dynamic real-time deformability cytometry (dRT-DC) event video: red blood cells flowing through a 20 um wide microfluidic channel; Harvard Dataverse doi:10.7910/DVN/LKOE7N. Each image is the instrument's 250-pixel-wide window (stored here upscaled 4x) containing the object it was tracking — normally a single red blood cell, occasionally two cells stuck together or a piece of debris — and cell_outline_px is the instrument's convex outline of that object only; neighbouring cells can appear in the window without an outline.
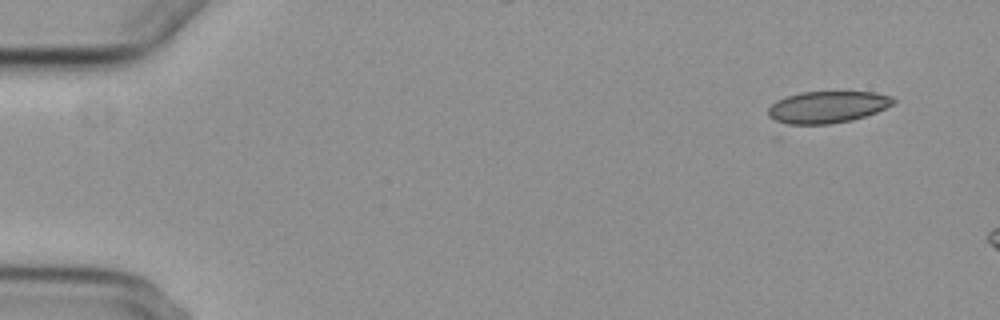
{"species": "common noctule bat (a hibernating species)", "species_latin": "Nyctalus noctula", "temperature_condition": "cold", "stored_images_in_passage": 5, "camera_frame_rate_fps": 3000, "um_per_image_px": 0.085, "animal": {"sex": "female", "body_mass_g": 29.2, "forearm_length_mm": 56.3}, "frame": {"image": 1, "passage_image": 1, "time_ms": 0.0, "image_size_px": [1000, 320], "cell_outline_px": [[896, 100], [892, 104], [876, 112], [852, 120], [828, 124], [784, 128], [768, 116], [768, 108], [776, 100], [784, 96], [800, 92], [876, 92], [892, 96]], "centroid_in_image_um": [70.2, 9.14], "position_along_channel_um": 14.8, "area_um2": 24.1}}